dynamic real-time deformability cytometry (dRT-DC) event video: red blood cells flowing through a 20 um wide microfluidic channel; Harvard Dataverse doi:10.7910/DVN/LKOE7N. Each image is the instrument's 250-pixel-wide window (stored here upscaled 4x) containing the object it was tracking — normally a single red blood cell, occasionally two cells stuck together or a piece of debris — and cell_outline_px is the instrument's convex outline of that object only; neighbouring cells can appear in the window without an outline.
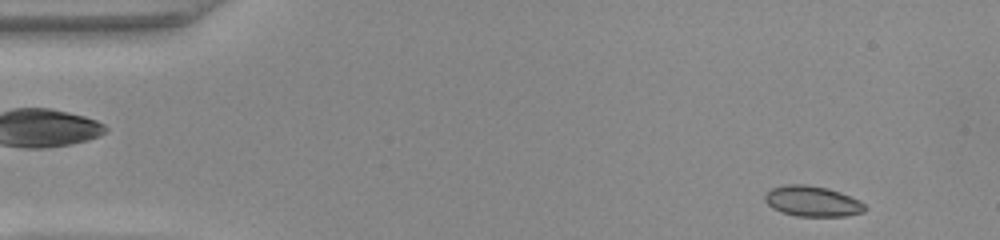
{"species": "common noctule bat (a hibernating species)", "species_latin": "Nyctalus noctula", "temperature_condition": "warm", "stored_images_in_passage": 48, "camera_frame_rate_fps": 3000, "um_per_image_px": 0.085, "animal": {"sex": "female", "body_mass_g": 22.0, "forearm_length_mm": 56.7}, "frame": {"image": 1, "passage_image": 3, "time_ms": 0.667, "image_size_px": [1000, 240], "cell_outline_px": [[868, 208], [864, 212], [844, 216], [796, 216], [780, 212], [772, 208], [764, 200], [764, 196], [772, 188], [788, 184], [804, 184], [828, 188], [840, 192], [860, 200]], "centroid_in_image_um": [69.06, 17.11], "position_along_channel_um": 15.9, "area_um2": 17.86}}
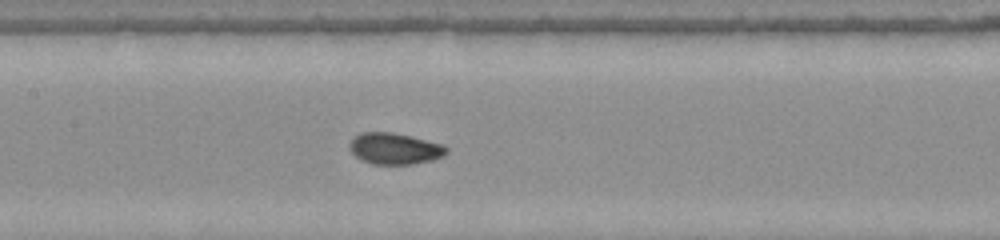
{"frame": {"image": 2, "passage_image": 22, "time_ms": 7.0, "image_size_px": [1000, 240], "cell_outline_px": [[448, 152], [444, 156], [432, 160], [412, 164], [372, 164], [360, 160], [348, 148], [348, 144], [360, 132], [392, 132], [412, 136], [444, 144], [448, 148]], "centroid_in_image_um": [33.56, 12.63], "position_along_channel_um": 173.8, "area_um2": 17.92}}
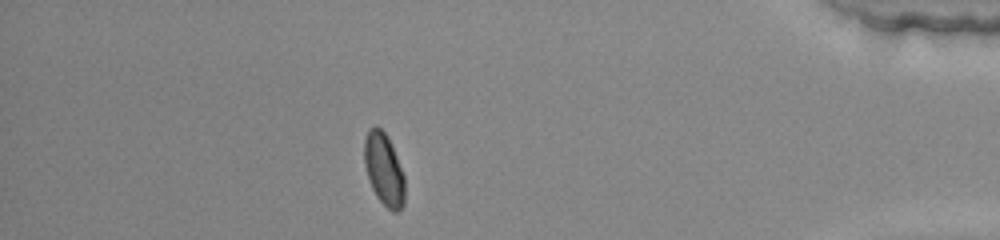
{"frame": {"image": 3, "passage_image": 42, "time_ms": 13.667, "image_size_px": [1000, 240], "cell_outline_px": [[404, 204], [396, 212], [392, 212], [376, 196], [372, 188], [364, 164], [364, 140], [368, 128], [376, 124], [388, 136], [404, 176]], "centroid_in_image_um": [32.61, 14.36], "position_along_channel_um": 402.6, "area_um2": 16.99}, "authors_computed_cell_mechanics": {"area_um2": 16.9643, "velocity_mm_per_s": 4.1094, "shape_relaxation_time_tau1_ms": 5.2437, "shape_relaxation_time_tau2_ms": 1.0826, "deformation_change_tau1": 0.1239, "deformation_change_tau2": 0.0332}}